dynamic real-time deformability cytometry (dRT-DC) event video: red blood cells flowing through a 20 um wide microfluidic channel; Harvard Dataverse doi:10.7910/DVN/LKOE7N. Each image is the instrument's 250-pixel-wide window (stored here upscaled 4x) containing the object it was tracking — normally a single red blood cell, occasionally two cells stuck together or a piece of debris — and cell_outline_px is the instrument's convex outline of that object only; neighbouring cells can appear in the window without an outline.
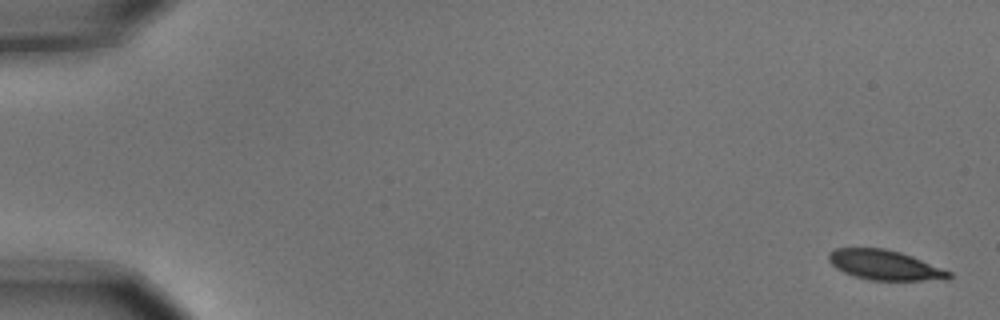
{"species": "common noctule bat (a hibernating species)", "species_latin": "Nyctalus noctula", "temperature_condition": "cold", "stored_images_in_passage": 10, "camera_frame_rate_fps": 3000, "um_per_image_px": 0.085, "animal": {"sex": "male", "body_mass_g": 15.6}, "frame": {"image": 1, "passage_image": 1, "time_ms": 0.0, "image_size_px": [1000, 320], "cell_outline_px": [[952, 276], [948, 280], [868, 280], [844, 272], [836, 268], [828, 260], [828, 252], [836, 248], [884, 248], [900, 252], [912, 256], [952, 272]], "centroid_in_image_um": [75.22, 22.53], "position_along_channel_um": 9.8, "area_um2": 20.92}}
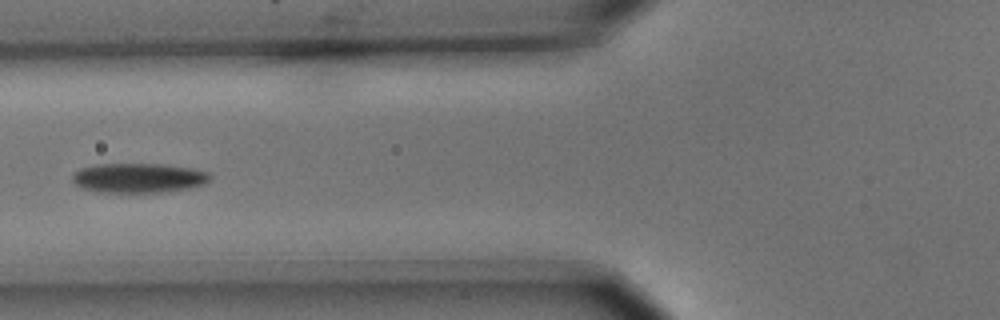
{"frame": {"image": 2, "passage_image": 7, "time_ms": 2.0, "image_size_px": [1000, 320], "cell_outline_px": [[212, 180], [204, 184], [188, 188], [160, 192], [96, 192], [80, 188], [72, 180], [72, 176], [80, 168], [96, 164], [164, 164], [196, 168], [208, 172], [212, 176]], "centroid_in_image_um": [11.81, 15.12], "position_along_channel_um": 114.0, "area_um2": 23.99}}
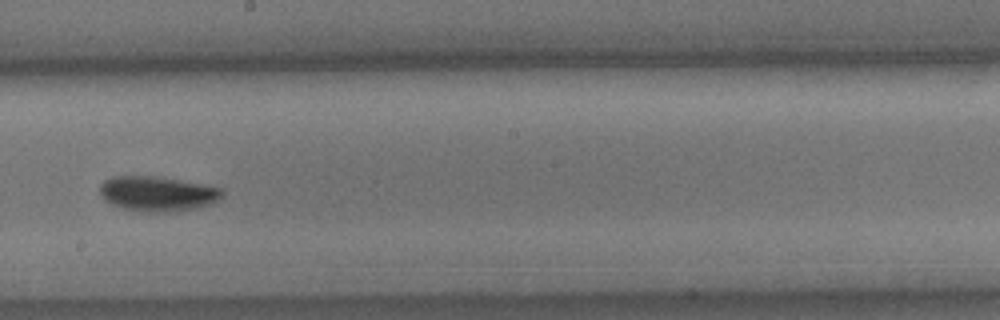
{"frame": {"image": 3, "passage_image": 10, "time_ms": 3.0, "image_size_px": [1000, 320], "cell_outline_px": [[224, 192], [216, 200], [208, 204], [196, 208], [168, 212], [152, 212], [124, 208], [112, 204], [104, 200], [100, 192], [100, 184], [104, 180], [112, 176], [152, 176], [208, 184], [224, 188]], "centroid_in_image_um": [13.39, 16.44], "position_along_channel_um": 234.8, "area_um2": 24.8}}